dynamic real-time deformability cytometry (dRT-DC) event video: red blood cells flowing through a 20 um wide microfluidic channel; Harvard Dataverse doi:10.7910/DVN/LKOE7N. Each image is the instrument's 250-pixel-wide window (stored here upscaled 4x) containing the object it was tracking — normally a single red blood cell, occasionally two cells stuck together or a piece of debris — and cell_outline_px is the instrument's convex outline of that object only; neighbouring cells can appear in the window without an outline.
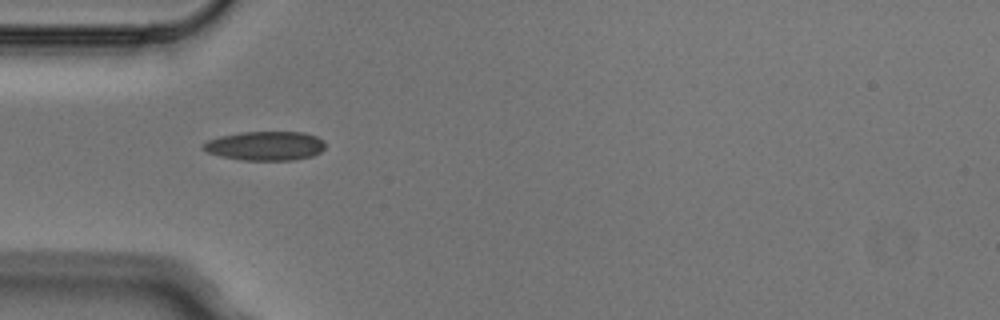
{"species": "Egyptian fruit bat (a non-hibernating species)", "species_latin": "Rousettus aegyptiacus", "temperature_condition": "cold", "stored_images_in_passage": 3, "camera_frame_rate_fps": 3000, "um_per_image_px": 0.085, "animal": {"sex": "male"}, "frame": {"image": 1, "passage_image": 1, "time_ms": 0.0, "image_size_px": [1000, 320], "cell_outline_px": [[324, 148], [320, 152], [312, 156], [292, 160], [244, 160], [220, 156], [208, 152], [200, 148], [208, 140], [220, 136], [240, 132], [304, 132], [316, 136], [324, 140]], "centroid_in_image_um": [22.55, 12.39], "position_along_channel_um": 62.4, "area_um2": 20.69}}
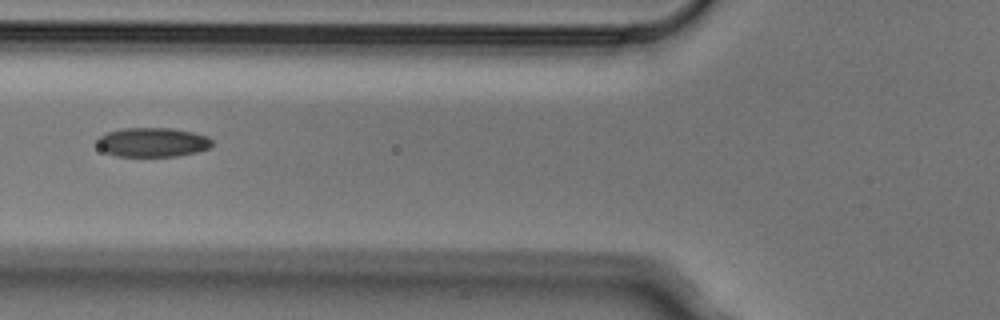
{"frame": {"image": 2, "passage_image": 2, "time_ms": 0.333, "image_size_px": [1000, 320], "cell_outline_px": [[212, 144], [208, 148], [196, 152], [176, 156], [116, 156], [104, 152], [96, 144], [96, 140], [100, 136], [108, 132], [124, 128], [172, 128], [192, 132], [208, 136], [212, 140]], "centroid_in_image_um": [12.95, 12.09], "position_along_channel_um": 112.9, "area_um2": 19.59}}
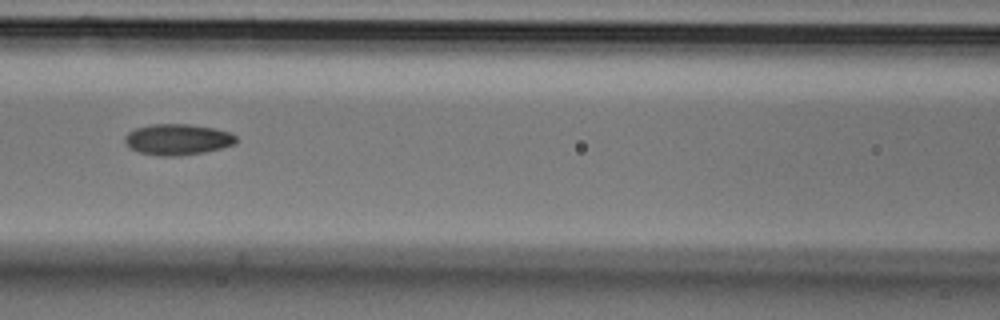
{"frame": {"image": 3, "passage_image": 3, "time_ms": 0.667, "image_size_px": [1000, 320], "cell_outline_px": [[236, 144], [204, 152], [180, 156], [160, 156], [140, 152], [128, 148], [124, 140], [124, 136], [128, 132], [136, 128], [152, 124], [188, 124], [216, 128], [228, 132], [236, 136]], "centroid_in_image_um": [15.07, 11.85], "position_along_channel_um": 151.5, "area_um2": 20.17}}